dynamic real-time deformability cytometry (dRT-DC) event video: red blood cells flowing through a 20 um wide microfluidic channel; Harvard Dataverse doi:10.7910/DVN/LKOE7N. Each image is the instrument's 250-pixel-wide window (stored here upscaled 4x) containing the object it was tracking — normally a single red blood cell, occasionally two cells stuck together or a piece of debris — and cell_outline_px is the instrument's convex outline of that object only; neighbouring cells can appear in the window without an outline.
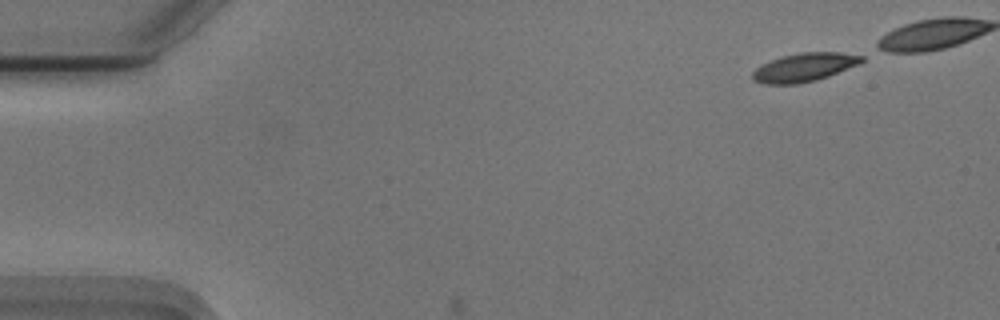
{"species": "Egyptian fruit bat (a non-hibernating species)", "species_latin": "Rousettus aegyptiacus", "temperature_condition": "cold", "stored_images_in_passage": 4, "camera_frame_rate_fps": 3000, "um_per_image_px": 0.085, "animal": {"sex": "male"}, "frame": {"image": 1, "passage_image": 1, "time_ms": 0.0, "image_size_px": [1000, 320], "cell_outline_px": [[864, 60], [860, 64], [828, 76], [816, 80], [796, 84], [764, 84], [752, 80], [752, 72], [756, 68], [772, 60], [784, 56], [800, 52], [840, 52], [864, 56]], "centroid_in_image_um": [68.38, 5.72], "position_along_channel_um": 16.6, "area_um2": 18.03}}